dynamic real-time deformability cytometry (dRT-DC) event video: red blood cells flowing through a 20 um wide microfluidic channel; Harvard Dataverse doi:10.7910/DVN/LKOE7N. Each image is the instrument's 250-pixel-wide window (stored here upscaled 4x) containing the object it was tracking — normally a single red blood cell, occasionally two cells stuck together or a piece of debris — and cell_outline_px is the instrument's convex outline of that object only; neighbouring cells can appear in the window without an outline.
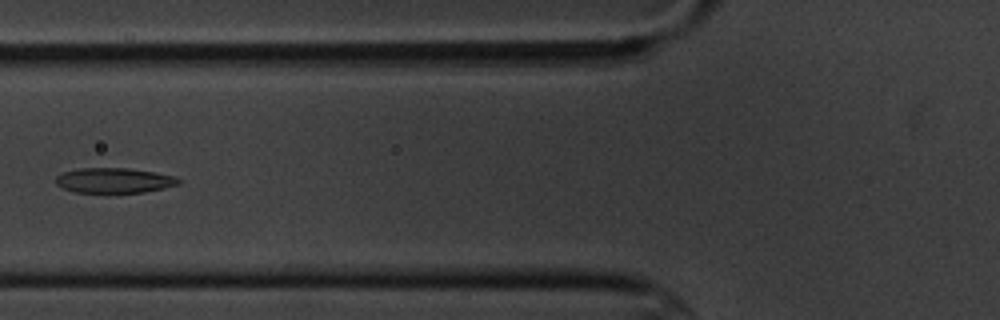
{"species": "common noctule bat (a hibernating species)", "species_latin": "Nyctalus noctula", "temperature_condition": "cold", "stored_images_in_passage": 7, "camera_frame_rate_fps": 3000, "um_per_image_px": 0.085, "animal": {"sex": "male", "body_mass_g": 20.1, "forearm_length_mm": 53.5}, "frame": {"image": 1, "passage_image": 5, "time_ms": 5.667, "image_size_px": [1000, 320], "cell_outline_px": [[180, 184], [164, 188], [144, 192], [108, 196], [72, 192], [56, 184], [56, 176], [60, 172], [80, 168], [128, 168], [156, 172], [176, 176], [180, 180]], "centroid_in_image_um": [9.67, 15.38], "position_along_channel_um": 116.1, "area_um2": 19.07}}
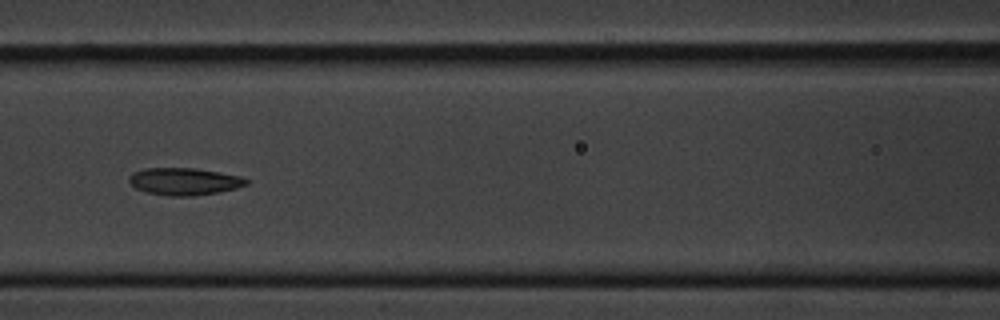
{"frame": {"image": 2, "passage_image": 6, "time_ms": 6.667, "image_size_px": [1000, 320], "cell_outline_px": [[248, 184], [236, 188], [220, 192], [192, 196], [168, 196], [144, 192], [136, 188], [128, 180], [128, 176], [132, 172], [144, 168], [196, 168], [240, 176], [248, 180]], "centroid_in_image_um": [15.63, 15.42], "position_along_channel_um": 151.0, "area_um2": 18.73}}
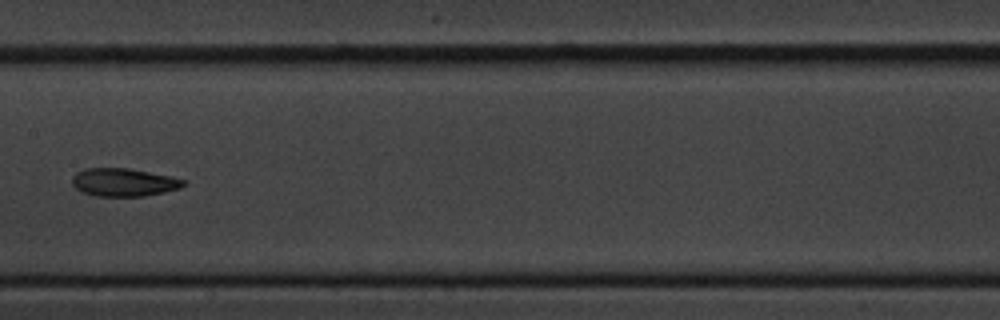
{"frame": {"image": 3, "passage_image": 7, "time_ms": 8.0, "image_size_px": [1000, 320], "cell_outline_px": [[188, 184], [180, 188], [164, 192], [144, 196], [92, 196], [80, 192], [72, 184], [72, 176], [76, 172], [84, 168], [128, 168], [188, 180]], "centroid_in_image_um": [10.5, 15.5], "position_along_channel_um": 196.9, "area_um2": 18.38}}